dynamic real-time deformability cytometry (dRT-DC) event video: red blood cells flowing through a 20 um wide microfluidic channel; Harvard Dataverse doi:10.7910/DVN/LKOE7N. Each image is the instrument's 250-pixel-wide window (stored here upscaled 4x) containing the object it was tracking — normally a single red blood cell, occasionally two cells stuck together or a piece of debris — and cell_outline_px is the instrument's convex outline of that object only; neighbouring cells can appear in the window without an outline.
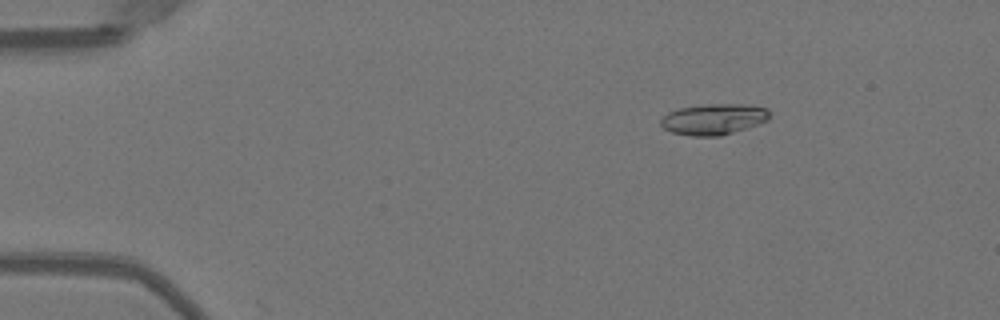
{"species": "Egyptian fruit bat (a non-hibernating species)", "species_latin": "Rousettus aegyptiacus", "temperature_condition": "warm", "stored_images_in_passage": 51, "camera_frame_rate_fps": 3000, "um_per_image_px": 0.085, "animal": {"sex": "female"}, "frame": {"image": 1, "passage_image": 8, "time_ms": 2.333, "image_size_px": [1000, 320], "cell_outline_px": [[768, 120], [760, 124], [748, 128], [720, 136], [692, 136], [672, 132], [664, 128], [660, 124], [660, 120], [668, 112], [680, 108], [704, 104], [744, 104], [768, 108]], "centroid_in_image_um": [60.67, 10.13], "position_along_channel_um": 24.3, "area_um2": 19.65}}
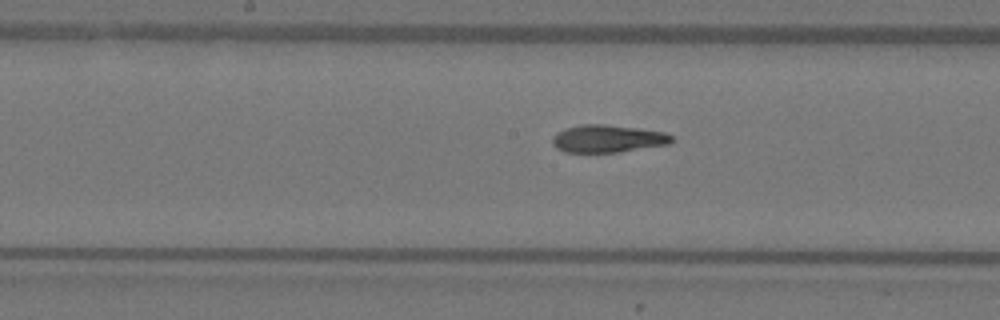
{"frame": {"image": 2, "passage_image": 27, "time_ms": 8.667, "image_size_px": [1000, 320], "cell_outline_px": [[672, 140], [668, 144], [620, 152], [564, 152], [556, 148], [552, 144], [552, 136], [556, 132], [564, 128], [580, 124], [604, 124], [636, 128], [664, 132], [672, 136]], "centroid_in_image_um": [51.59, 11.78], "position_along_channel_um": 196.6, "area_um2": 19.19}}
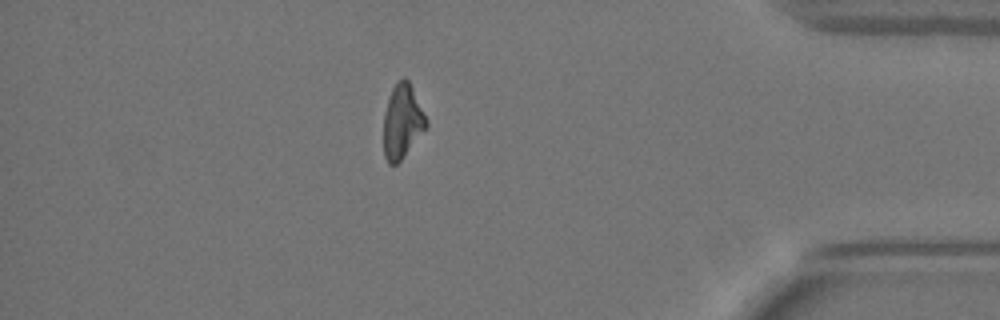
{"frame": {"image": 3, "passage_image": 45, "time_ms": 14.667, "image_size_px": [1000, 320], "cell_outline_px": [[428, 124], [400, 160], [396, 164], [388, 164], [384, 156], [384, 112], [392, 88], [404, 76], [408, 80], [428, 120]], "centroid_in_image_um": [34.18, 10.32], "position_along_channel_um": 401.0, "area_um2": 17.92}, "authors_computed_cell_mechanics": {"area_um2": 19.1896, "velocity_mm_per_s": 4.0023, "shape_relaxation_time_tau1_ms": 10.5496, "shape_relaxation_time_tau2_ms": 3.0684, "deformation_change_tau1": 0.3053, "deformation_change_tau2": 0.1184}}